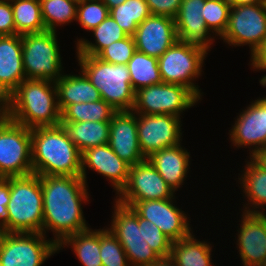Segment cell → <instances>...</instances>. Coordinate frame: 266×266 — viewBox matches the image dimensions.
<instances>
[{"label":"cell","instance_id":"cell-32","mask_svg":"<svg viewBox=\"0 0 266 266\" xmlns=\"http://www.w3.org/2000/svg\"><path fill=\"white\" fill-rule=\"evenodd\" d=\"M116 112L105 100L67 105L60 112V122L111 121Z\"/></svg>","mask_w":266,"mask_h":266},{"label":"cell","instance_id":"cell-31","mask_svg":"<svg viewBox=\"0 0 266 266\" xmlns=\"http://www.w3.org/2000/svg\"><path fill=\"white\" fill-rule=\"evenodd\" d=\"M127 67L134 91L163 82L159 71L158 59L155 57L136 50L127 63Z\"/></svg>","mask_w":266,"mask_h":266},{"label":"cell","instance_id":"cell-35","mask_svg":"<svg viewBox=\"0 0 266 266\" xmlns=\"http://www.w3.org/2000/svg\"><path fill=\"white\" fill-rule=\"evenodd\" d=\"M231 5L227 0H205L203 13L207 28L216 36H221L227 27Z\"/></svg>","mask_w":266,"mask_h":266},{"label":"cell","instance_id":"cell-11","mask_svg":"<svg viewBox=\"0 0 266 266\" xmlns=\"http://www.w3.org/2000/svg\"><path fill=\"white\" fill-rule=\"evenodd\" d=\"M111 233L122 245L130 266H149L160 256L143 239L142 224H138V214L132 207L115 200Z\"/></svg>","mask_w":266,"mask_h":266},{"label":"cell","instance_id":"cell-4","mask_svg":"<svg viewBox=\"0 0 266 266\" xmlns=\"http://www.w3.org/2000/svg\"><path fill=\"white\" fill-rule=\"evenodd\" d=\"M81 71L116 111H131L135 91L127 65L108 63L97 56L77 55Z\"/></svg>","mask_w":266,"mask_h":266},{"label":"cell","instance_id":"cell-29","mask_svg":"<svg viewBox=\"0 0 266 266\" xmlns=\"http://www.w3.org/2000/svg\"><path fill=\"white\" fill-rule=\"evenodd\" d=\"M91 32L94 35L95 43L83 38L78 39L76 41L77 55L97 56L111 43L123 40L128 36L110 14Z\"/></svg>","mask_w":266,"mask_h":266},{"label":"cell","instance_id":"cell-41","mask_svg":"<svg viewBox=\"0 0 266 266\" xmlns=\"http://www.w3.org/2000/svg\"><path fill=\"white\" fill-rule=\"evenodd\" d=\"M10 202V177H0V232H8L9 213L7 205Z\"/></svg>","mask_w":266,"mask_h":266},{"label":"cell","instance_id":"cell-26","mask_svg":"<svg viewBox=\"0 0 266 266\" xmlns=\"http://www.w3.org/2000/svg\"><path fill=\"white\" fill-rule=\"evenodd\" d=\"M246 162L245 170H243L244 173L241 174V178H238L240 184H242L243 193L245 197H247L246 199H248V204H246L247 207L243 205L244 212L264 214V206L266 205V171L251 157L250 160ZM249 204L250 206H248ZM259 208L263 210L260 211Z\"/></svg>","mask_w":266,"mask_h":266},{"label":"cell","instance_id":"cell-47","mask_svg":"<svg viewBox=\"0 0 266 266\" xmlns=\"http://www.w3.org/2000/svg\"><path fill=\"white\" fill-rule=\"evenodd\" d=\"M231 6L257 4L266 2V0H227Z\"/></svg>","mask_w":266,"mask_h":266},{"label":"cell","instance_id":"cell-37","mask_svg":"<svg viewBox=\"0 0 266 266\" xmlns=\"http://www.w3.org/2000/svg\"><path fill=\"white\" fill-rule=\"evenodd\" d=\"M109 16V9L102 0H80L76 20L89 32Z\"/></svg>","mask_w":266,"mask_h":266},{"label":"cell","instance_id":"cell-9","mask_svg":"<svg viewBox=\"0 0 266 266\" xmlns=\"http://www.w3.org/2000/svg\"><path fill=\"white\" fill-rule=\"evenodd\" d=\"M43 233L0 232V266H41L58 252Z\"/></svg>","mask_w":266,"mask_h":266},{"label":"cell","instance_id":"cell-1","mask_svg":"<svg viewBox=\"0 0 266 266\" xmlns=\"http://www.w3.org/2000/svg\"><path fill=\"white\" fill-rule=\"evenodd\" d=\"M43 195V234L51 230L59 245L67 236L89 229L82 202H88L87 182L81 176H40Z\"/></svg>","mask_w":266,"mask_h":266},{"label":"cell","instance_id":"cell-16","mask_svg":"<svg viewBox=\"0 0 266 266\" xmlns=\"http://www.w3.org/2000/svg\"><path fill=\"white\" fill-rule=\"evenodd\" d=\"M233 146L249 147L250 157L266 149V101L259 99L243 110L229 133ZM252 146V147H251ZM254 147V148H253Z\"/></svg>","mask_w":266,"mask_h":266},{"label":"cell","instance_id":"cell-33","mask_svg":"<svg viewBox=\"0 0 266 266\" xmlns=\"http://www.w3.org/2000/svg\"><path fill=\"white\" fill-rule=\"evenodd\" d=\"M111 17L128 36H133L138 25L151 15L146 0H126L109 10Z\"/></svg>","mask_w":266,"mask_h":266},{"label":"cell","instance_id":"cell-19","mask_svg":"<svg viewBox=\"0 0 266 266\" xmlns=\"http://www.w3.org/2000/svg\"><path fill=\"white\" fill-rule=\"evenodd\" d=\"M237 247L244 266L266 265V214L243 212Z\"/></svg>","mask_w":266,"mask_h":266},{"label":"cell","instance_id":"cell-12","mask_svg":"<svg viewBox=\"0 0 266 266\" xmlns=\"http://www.w3.org/2000/svg\"><path fill=\"white\" fill-rule=\"evenodd\" d=\"M220 38L232 46L249 45L252 55L266 39V2L231 6Z\"/></svg>","mask_w":266,"mask_h":266},{"label":"cell","instance_id":"cell-34","mask_svg":"<svg viewBox=\"0 0 266 266\" xmlns=\"http://www.w3.org/2000/svg\"><path fill=\"white\" fill-rule=\"evenodd\" d=\"M42 18L46 30L56 31L57 26L76 21L75 0H40Z\"/></svg>","mask_w":266,"mask_h":266},{"label":"cell","instance_id":"cell-25","mask_svg":"<svg viewBox=\"0 0 266 266\" xmlns=\"http://www.w3.org/2000/svg\"><path fill=\"white\" fill-rule=\"evenodd\" d=\"M60 124L81 154L89 148L109 143L110 121L60 122Z\"/></svg>","mask_w":266,"mask_h":266},{"label":"cell","instance_id":"cell-15","mask_svg":"<svg viewBox=\"0 0 266 266\" xmlns=\"http://www.w3.org/2000/svg\"><path fill=\"white\" fill-rule=\"evenodd\" d=\"M171 199L137 201L131 207L143 219L153 222L172 241L189 236V218Z\"/></svg>","mask_w":266,"mask_h":266},{"label":"cell","instance_id":"cell-40","mask_svg":"<svg viewBox=\"0 0 266 266\" xmlns=\"http://www.w3.org/2000/svg\"><path fill=\"white\" fill-rule=\"evenodd\" d=\"M152 15H164L175 18L182 0H146Z\"/></svg>","mask_w":266,"mask_h":266},{"label":"cell","instance_id":"cell-2","mask_svg":"<svg viewBox=\"0 0 266 266\" xmlns=\"http://www.w3.org/2000/svg\"><path fill=\"white\" fill-rule=\"evenodd\" d=\"M33 173L43 175L81 176V153L58 126L31 129Z\"/></svg>","mask_w":266,"mask_h":266},{"label":"cell","instance_id":"cell-17","mask_svg":"<svg viewBox=\"0 0 266 266\" xmlns=\"http://www.w3.org/2000/svg\"><path fill=\"white\" fill-rule=\"evenodd\" d=\"M133 39L137 51L158 59L178 40L175 19L151 14L138 25Z\"/></svg>","mask_w":266,"mask_h":266},{"label":"cell","instance_id":"cell-13","mask_svg":"<svg viewBox=\"0 0 266 266\" xmlns=\"http://www.w3.org/2000/svg\"><path fill=\"white\" fill-rule=\"evenodd\" d=\"M117 195L116 201L131 207L137 201L174 198L175 192L146 159L130 166L127 183Z\"/></svg>","mask_w":266,"mask_h":266},{"label":"cell","instance_id":"cell-27","mask_svg":"<svg viewBox=\"0 0 266 266\" xmlns=\"http://www.w3.org/2000/svg\"><path fill=\"white\" fill-rule=\"evenodd\" d=\"M209 243L189 236L171 243L170 257L177 266H214L212 265L211 249Z\"/></svg>","mask_w":266,"mask_h":266},{"label":"cell","instance_id":"cell-22","mask_svg":"<svg viewBox=\"0 0 266 266\" xmlns=\"http://www.w3.org/2000/svg\"><path fill=\"white\" fill-rule=\"evenodd\" d=\"M25 79L22 35L0 36V85L11 95Z\"/></svg>","mask_w":266,"mask_h":266},{"label":"cell","instance_id":"cell-10","mask_svg":"<svg viewBox=\"0 0 266 266\" xmlns=\"http://www.w3.org/2000/svg\"><path fill=\"white\" fill-rule=\"evenodd\" d=\"M199 98L188 88L178 84L159 83L135 91V114H169L180 118L181 113L194 106Z\"/></svg>","mask_w":266,"mask_h":266},{"label":"cell","instance_id":"cell-39","mask_svg":"<svg viewBox=\"0 0 266 266\" xmlns=\"http://www.w3.org/2000/svg\"><path fill=\"white\" fill-rule=\"evenodd\" d=\"M135 51L133 36H127L123 40L111 43L97 57L108 63L127 65Z\"/></svg>","mask_w":266,"mask_h":266},{"label":"cell","instance_id":"cell-20","mask_svg":"<svg viewBox=\"0 0 266 266\" xmlns=\"http://www.w3.org/2000/svg\"><path fill=\"white\" fill-rule=\"evenodd\" d=\"M81 167V177L85 182L88 167L108 178L118 194L127 183L130 165L114 153L109 144H105L84 151L81 155Z\"/></svg>","mask_w":266,"mask_h":266},{"label":"cell","instance_id":"cell-21","mask_svg":"<svg viewBox=\"0 0 266 266\" xmlns=\"http://www.w3.org/2000/svg\"><path fill=\"white\" fill-rule=\"evenodd\" d=\"M205 0H182L175 19L178 40L198 44L208 51L213 44L214 36L202 17Z\"/></svg>","mask_w":266,"mask_h":266},{"label":"cell","instance_id":"cell-6","mask_svg":"<svg viewBox=\"0 0 266 266\" xmlns=\"http://www.w3.org/2000/svg\"><path fill=\"white\" fill-rule=\"evenodd\" d=\"M207 54L203 46L177 40L158 58L162 81L188 87L201 99V90L193 81L201 75Z\"/></svg>","mask_w":266,"mask_h":266},{"label":"cell","instance_id":"cell-5","mask_svg":"<svg viewBox=\"0 0 266 266\" xmlns=\"http://www.w3.org/2000/svg\"><path fill=\"white\" fill-rule=\"evenodd\" d=\"M8 232L43 233V195L40 176L10 177Z\"/></svg>","mask_w":266,"mask_h":266},{"label":"cell","instance_id":"cell-38","mask_svg":"<svg viewBox=\"0 0 266 266\" xmlns=\"http://www.w3.org/2000/svg\"><path fill=\"white\" fill-rule=\"evenodd\" d=\"M138 224H142L143 239L160 257L171 254L172 241L153 222L145 220L138 215Z\"/></svg>","mask_w":266,"mask_h":266},{"label":"cell","instance_id":"cell-28","mask_svg":"<svg viewBox=\"0 0 266 266\" xmlns=\"http://www.w3.org/2000/svg\"><path fill=\"white\" fill-rule=\"evenodd\" d=\"M73 248L74 253L83 266H102L100 258V229H87L67 236L59 245Z\"/></svg>","mask_w":266,"mask_h":266},{"label":"cell","instance_id":"cell-18","mask_svg":"<svg viewBox=\"0 0 266 266\" xmlns=\"http://www.w3.org/2000/svg\"><path fill=\"white\" fill-rule=\"evenodd\" d=\"M109 146L130 166L146 160L137 135V114L134 111H116L110 121Z\"/></svg>","mask_w":266,"mask_h":266},{"label":"cell","instance_id":"cell-14","mask_svg":"<svg viewBox=\"0 0 266 266\" xmlns=\"http://www.w3.org/2000/svg\"><path fill=\"white\" fill-rule=\"evenodd\" d=\"M181 118L169 114H137V135L143 156L181 143ZM181 124V125H180Z\"/></svg>","mask_w":266,"mask_h":266},{"label":"cell","instance_id":"cell-48","mask_svg":"<svg viewBox=\"0 0 266 266\" xmlns=\"http://www.w3.org/2000/svg\"><path fill=\"white\" fill-rule=\"evenodd\" d=\"M102 1L107 6V8L110 10V9L124 3L126 0H102Z\"/></svg>","mask_w":266,"mask_h":266},{"label":"cell","instance_id":"cell-49","mask_svg":"<svg viewBox=\"0 0 266 266\" xmlns=\"http://www.w3.org/2000/svg\"><path fill=\"white\" fill-rule=\"evenodd\" d=\"M253 69H255V71L257 70H261V71H266V68H262V67H253ZM260 84L263 87H266V75L262 76V78L259 80ZM261 101H266V97L263 98H258Z\"/></svg>","mask_w":266,"mask_h":266},{"label":"cell","instance_id":"cell-23","mask_svg":"<svg viewBox=\"0 0 266 266\" xmlns=\"http://www.w3.org/2000/svg\"><path fill=\"white\" fill-rule=\"evenodd\" d=\"M189 158L190 152L178 144L154 152L147 160L159 172L167 185L176 192L186 180Z\"/></svg>","mask_w":266,"mask_h":266},{"label":"cell","instance_id":"cell-43","mask_svg":"<svg viewBox=\"0 0 266 266\" xmlns=\"http://www.w3.org/2000/svg\"><path fill=\"white\" fill-rule=\"evenodd\" d=\"M253 67L266 68V39L262 45L251 55V60Z\"/></svg>","mask_w":266,"mask_h":266},{"label":"cell","instance_id":"cell-36","mask_svg":"<svg viewBox=\"0 0 266 266\" xmlns=\"http://www.w3.org/2000/svg\"><path fill=\"white\" fill-rule=\"evenodd\" d=\"M100 258L102 266H130L125 251L109 229H100Z\"/></svg>","mask_w":266,"mask_h":266},{"label":"cell","instance_id":"cell-44","mask_svg":"<svg viewBox=\"0 0 266 266\" xmlns=\"http://www.w3.org/2000/svg\"><path fill=\"white\" fill-rule=\"evenodd\" d=\"M11 107V95L0 85V117L8 118Z\"/></svg>","mask_w":266,"mask_h":266},{"label":"cell","instance_id":"cell-45","mask_svg":"<svg viewBox=\"0 0 266 266\" xmlns=\"http://www.w3.org/2000/svg\"><path fill=\"white\" fill-rule=\"evenodd\" d=\"M251 158L266 171V149L257 152Z\"/></svg>","mask_w":266,"mask_h":266},{"label":"cell","instance_id":"cell-30","mask_svg":"<svg viewBox=\"0 0 266 266\" xmlns=\"http://www.w3.org/2000/svg\"><path fill=\"white\" fill-rule=\"evenodd\" d=\"M15 34L24 35L46 31L40 0H10Z\"/></svg>","mask_w":266,"mask_h":266},{"label":"cell","instance_id":"cell-42","mask_svg":"<svg viewBox=\"0 0 266 266\" xmlns=\"http://www.w3.org/2000/svg\"><path fill=\"white\" fill-rule=\"evenodd\" d=\"M15 35L13 9L10 0H0V36Z\"/></svg>","mask_w":266,"mask_h":266},{"label":"cell","instance_id":"cell-24","mask_svg":"<svg viewBox=\"0 0 266 266\" xmlns=\"http://www.w3.org/2000/svg\"><path fill=\"white\" fill-rule=\"evenodd\" d=\"M80 75L65 74L55 81L57 103L60 112L71 104L101 100L100 92L80 71Z\"/></svg>","mask_w":266,"mask_h":266},{"label":"cell","instance_id":"cell-3","mask_svg":"<svg viewBox=\"0 0 266 266\" xmlns=\"http://www.w3.org/2000/svg\"><path fill=\"white\" fill-rule=\"evenodd\" d=\"M8 118L30 129L60 125L55 82L23 80L11 94Z\"/></svg>","mask_w":266,"mask_h":266},{"label":"cell","instance_id":"cell-7","mask_svg":"<svg viewBox=\"0 0 266 266\" xmlns=\"http://www.w3.org/2000/svg\"><path fill=\"white\" fill-rule=\"evenodd\" d=\"M57 31L22 35V60L26 79L57 81L62 76V58Z\"/></svg>","mask_w":266,"mask_h":266},{"label":"cell","instance_id":"cell-8","mask_svg":"<svg viewBox=\"0 0 266 266\" xmlns=\"http://www.w3.org/2000/svg\"><path fill=\"white\" fill-rule=\"evenodd\" d=\"M33 173L31 129L9 118L0 120V177Z\"/></svg>","mask_w":266,"mask_h":266},{"label":"cell","instance_id":"cell-46","mask_svg":"<svg viewBox=\"0 0 266 266\" xmlns=\"http://www.w3.org/2000/svg\"><path fill=\"white\" fill-rule=\"evenodd\" d=\"M149 266H177L176 262L170 257H160L156 262Z\"/></svg>","mask_w":266,"mask_h":266}]
</instances>
